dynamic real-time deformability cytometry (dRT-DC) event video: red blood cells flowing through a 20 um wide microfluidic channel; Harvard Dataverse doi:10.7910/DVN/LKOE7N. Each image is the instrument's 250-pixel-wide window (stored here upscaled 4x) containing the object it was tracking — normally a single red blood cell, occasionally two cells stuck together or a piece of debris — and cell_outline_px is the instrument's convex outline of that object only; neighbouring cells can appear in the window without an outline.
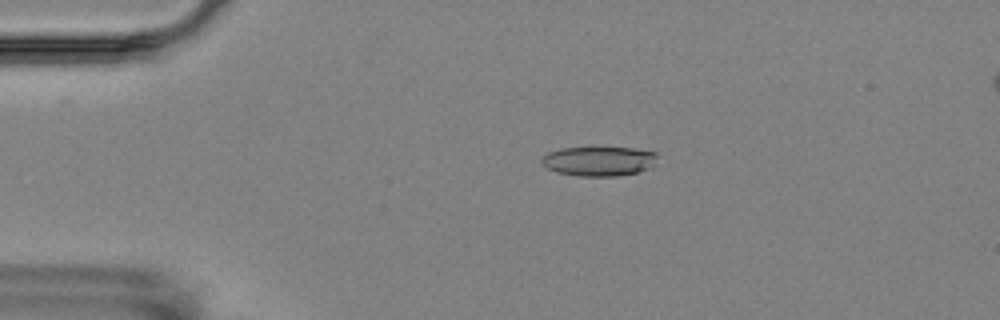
{"species": "Egyptian fruit bat (a non-hibernating species)", "species_latin": "Rousettus aegyptiacus", "temperature_condition": "room temperature", "stored_images_in_passage": 5, "camera_frame_rate_fps": 3000, "um_per_image_px": 0.085, "animal": {"sex": "female"}, "frame": {"image": 1, "passage_image": 3, "time_ms": 2.333, "image_size_px": [1000, 320], "cell_outline_px": [[656, 164], [640, 172], [616, 176], [580, 176], [556, 172], [540, 164], [540, 160], [548, 152], [560, 148], [592, 144], [636, 148], [656, 152]], "centroid_in_image_um": [50.9, 13.64], "position_along_channel_um": 34.1, "area_um2": 21.1}}
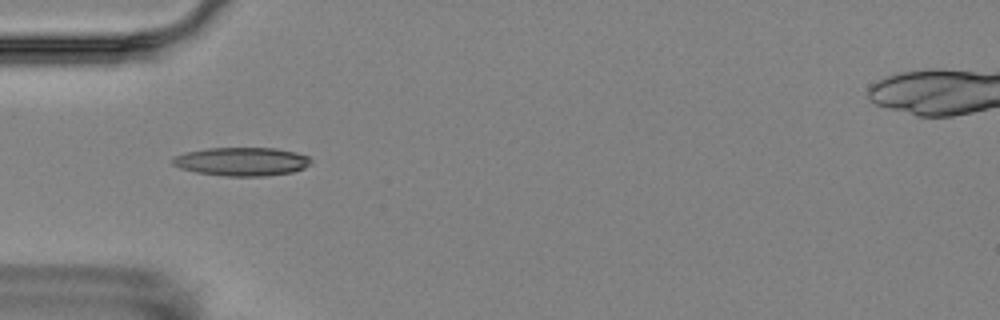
{"frame": {"image": 2, "passage_image": 4, "time_ms": 4.333, "image_size_px": [1000, 320], "cell_outline_px": [[312, 160], [304, 168], [292, 172], [264, 176], [224, 176], [196, 172], [180, 168], [172, 164], [172, 156], [188, 152], [208, 148], [276, 148], [296, 152], [308, 156]], "centroid_in_image_um": [20.54, 13.73], "position_along_channel_um": 64.5, "area_um2": 22.95}}
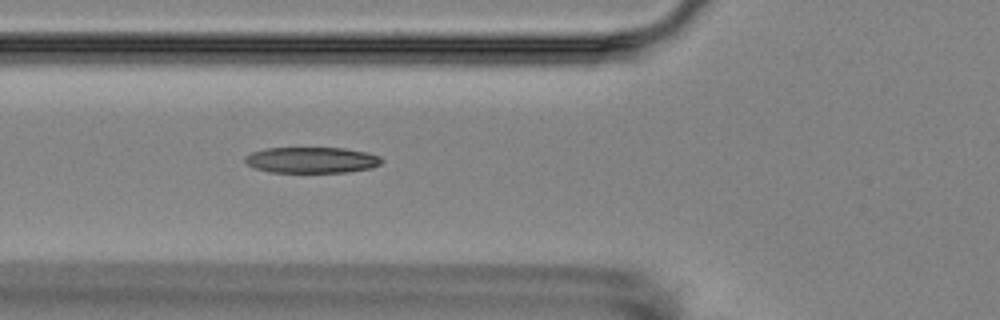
{"frame": {"image": 3, "passage_image": 5, "time_ms": 5.333, "image_size_px": [1000, 320], "cell_outline_px": [[384, 160], [380, 164], [372, 168], [348, 172], [268, 172], [256, 168], [248, 164], [244, 160], [244, 156], [252, 152], [264, 148], [344, 148], [364, 152], [380, 156]], "centroid_in_image_um": [26.49, 13.6], "position_along_channel_um": 99.3, "area_um2": 20.69}}